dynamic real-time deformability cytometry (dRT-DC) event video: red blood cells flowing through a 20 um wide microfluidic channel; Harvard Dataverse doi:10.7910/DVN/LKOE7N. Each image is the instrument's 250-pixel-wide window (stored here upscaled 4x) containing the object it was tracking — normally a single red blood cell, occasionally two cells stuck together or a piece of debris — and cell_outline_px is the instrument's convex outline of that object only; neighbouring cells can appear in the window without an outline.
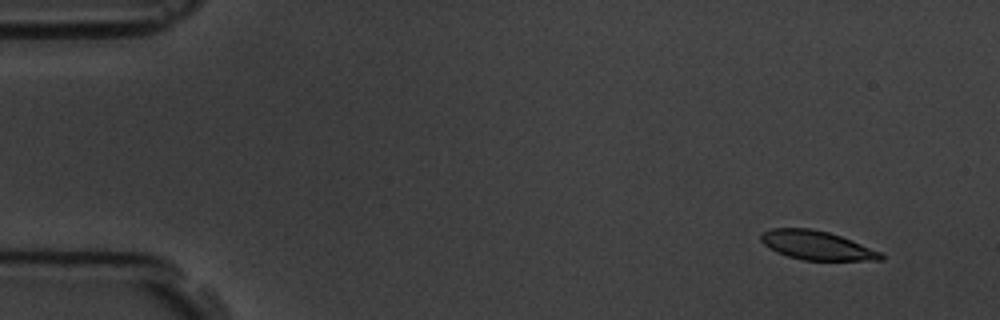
{"species": "common noctule bat (a hibernating species)", "species_latin": "Nyctalus noctula", "temperature_condition": "room temperature", "stored_images_in_passage": 4, "camera_frame_rate_fps": 3000, "um_per_image_px": 0.085, "animal": {"sex": "male", "body_mass_g": 19.5, "forearm_length_mm": 54.6}, "frame": {"image": 1, "passage_image": 1, "time_ms": 0.0, "image_size_px": [1000, 320], "cell_outline_px": [[884, 260], [804, 260], [788, 256], [776, 252], [764, 244], [760, 240], [760, 232], [772, 228], [808, 228], [828, 232], [852, 240], [880, 252], [884, 256]], "centroid_in_image_um": [69.39, 20.85], "position_along_channel_um": 15.6, "area_um2": 20.11}}